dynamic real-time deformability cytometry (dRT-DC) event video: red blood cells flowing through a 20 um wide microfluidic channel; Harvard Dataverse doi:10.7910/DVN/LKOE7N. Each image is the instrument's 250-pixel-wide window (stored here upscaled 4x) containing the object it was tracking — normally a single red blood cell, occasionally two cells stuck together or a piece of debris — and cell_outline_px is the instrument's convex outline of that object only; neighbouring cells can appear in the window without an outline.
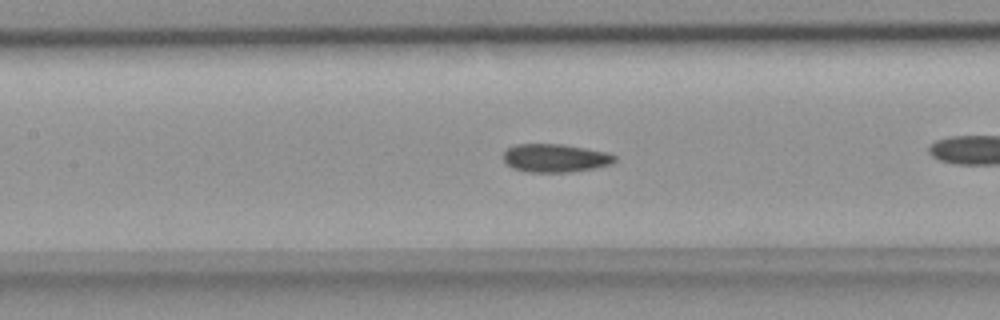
{"species": "common noctule bat (a hibernating species)", "species_latin": "Nyctalus noctula", "temperature_condition": "room temperature", "stored_images_in_passage": 41, "camera_frame_rate_fps": 3000, "um_per_image_px": 0.085, "animal": {"sex": "female", "body_mass_g": 18.4}, "frame": {"image": 1, "passage_image": 12, "time_ms": 3.667, "image_size_px": [1000, 320], "cell_outline_px": [[616, 160], [612, 164], [596, 168], [568, 172], [528, 172], [512, 168], [504, 160], [504, 152], [508, 148], [516, 144], [564, 144], [608, 152], [616, 156]], "centroid_in_image_um": [47.23, 13.43], "position_along_channel_um": 160.2, "area_um2": 18.44}}
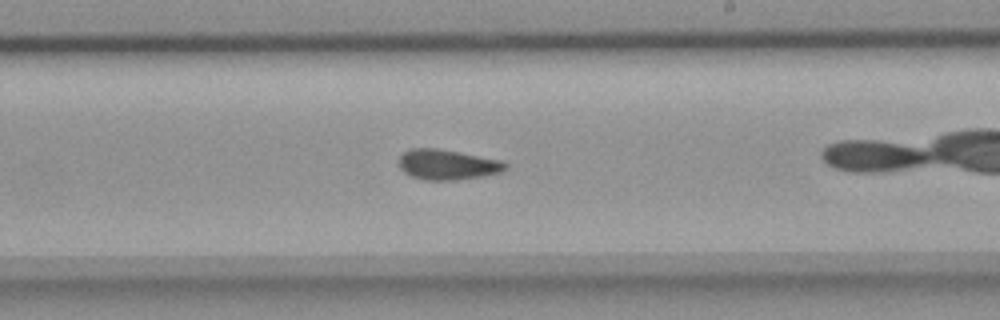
{"frame": {"image": 2, "passage_image": 19, "time_ms": 6.0, "image_size_px": [1000, 320], "cell_outline_px": [[508, 168], [500, 172], [484, 176], [456, 180], [424, 180], [412, 176], [404, 172], [400, 168], [400, 156], [404, 152], [412, 148], [436, 148], [460, 152], [504, 160], [508, 164]], "centroid_in_image_um": [38.08, 13.99], "position_along_channel_um": 250.9, "area_um2": 18.9}}
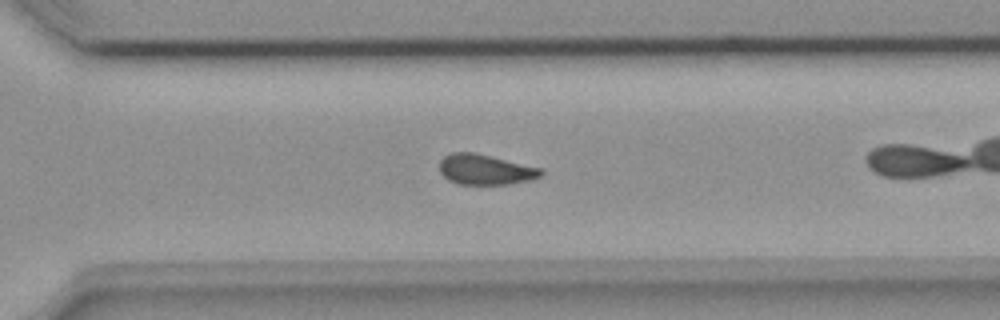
{"frame": {"image": 3, "passage_image": 25, "time_ms": 8.0, "image_size_px": [1000, 320], "cell_outline_px": [[544, 172], [536, 180], [508, 184], [456, 184], [448, 180], [440, 172], [440, 160], [444, 156], [452, 152], [472, 152], [544, 168]], "centroid_in_image_um": [41.3, 14.42], "position_along_channel_um": 329.3, "area_um2": 18.15}, "authors_computed_cell_mechanics": {"area_um2": 18.3226, "velocity_mm_per_s": 3.9096, "shape_relaxation_time_tau1_ms": null, "shape_relaxation_time_tau2_ms": 3.5877, "deformation_change_tau1": null, "deformation_change_tau2": 0.0877}}